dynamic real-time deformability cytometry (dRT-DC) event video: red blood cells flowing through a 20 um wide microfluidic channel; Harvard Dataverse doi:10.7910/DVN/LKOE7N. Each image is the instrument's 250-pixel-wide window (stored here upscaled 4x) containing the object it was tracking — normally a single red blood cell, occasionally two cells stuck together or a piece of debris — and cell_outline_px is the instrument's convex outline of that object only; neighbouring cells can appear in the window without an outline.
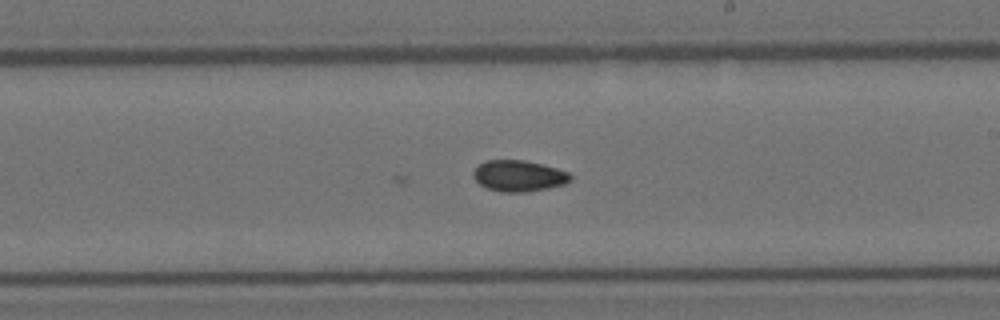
{"species": "Egyptian fruit bat (a non-hibernating species)", "species_latin": "Rousettus aegyptiacus", "temperature_condition": "room temperature", "stored_images_in_passage": 29, "camera_frame_rate_fps": 3000, "um_per_image_px": 0.085, "animal": {"sex": "female"}, "frame": {"image": 1, "passage_image": 19, "time_ms": 6.0, "image_size_px": [1000, 320], "cell_outline_px": [[572, 180], [564, 184], [548, 188], [528, 192], [500, 192], [488, 188], [480, 184], [472, 176], [472, 172], [480, 164], [488, 160], [524, 160], [556, 168], [568, 172], [572, 176]], "centroid_in_image_um": [44.1, 14.96], "position_along_channel_um": 244.9, "area_um2": 17.57}}
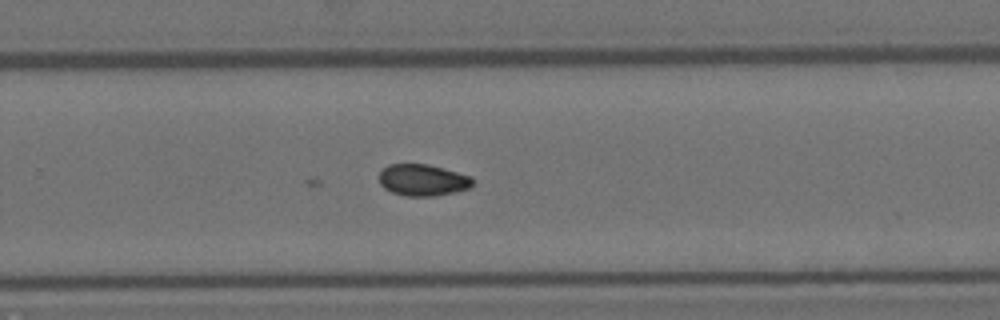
{"frame": {"image": 2, "passage_image": 23, "time_ms": 7.333, "image_size_px": [1000, 320], "cell_outline_px": [[476, 184], [472, 188], [456, 192], [436, 196], [404, 196], [392, 192], [384, 188], [380, 184], [380, 172], [388, 164], [428, 164], [472, 176], [476, 180]], "centroid_in_image_um": [36.01, 15.31], "position_along_channel_um": 293.8, "area_um2": 17.57}}